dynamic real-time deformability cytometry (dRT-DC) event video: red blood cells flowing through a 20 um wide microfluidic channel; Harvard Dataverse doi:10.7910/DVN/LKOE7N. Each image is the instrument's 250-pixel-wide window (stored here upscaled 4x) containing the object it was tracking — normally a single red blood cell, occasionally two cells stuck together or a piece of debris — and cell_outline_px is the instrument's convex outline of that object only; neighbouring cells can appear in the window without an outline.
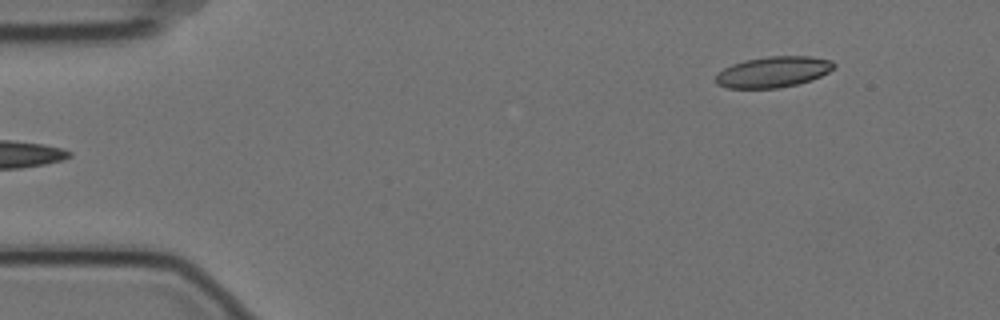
{"species": "Egyptian fruit bat (a non-hibernating species)", "species_latin": "Rousettus aegyptiacus", "temperature_condition": "cold", "stored_images_in_passage": 5, "segment_of_instrument_passage": [2, 2], "camera_frame_rate_fps": 3000, "um_per_image_px": 0.085, "animal": {"sex": "female"}, "frame": {"image": 1, "passage_image": 5, "time_ms": 1.333, "image_size_px": [1000, 320], "cell_outline_px": [[836, 64], [828, 72], [812, 80], [780, 88], [728, 88], [716, 84], [716, 76], [724, 68], [732, 64], [744, 60], [768, 56], [812, 56], [832, 60]], "centroid_in_image_um": [65.73, 6.11], "position_along_channel_um": 19.3, "area_um2": 21.27}}